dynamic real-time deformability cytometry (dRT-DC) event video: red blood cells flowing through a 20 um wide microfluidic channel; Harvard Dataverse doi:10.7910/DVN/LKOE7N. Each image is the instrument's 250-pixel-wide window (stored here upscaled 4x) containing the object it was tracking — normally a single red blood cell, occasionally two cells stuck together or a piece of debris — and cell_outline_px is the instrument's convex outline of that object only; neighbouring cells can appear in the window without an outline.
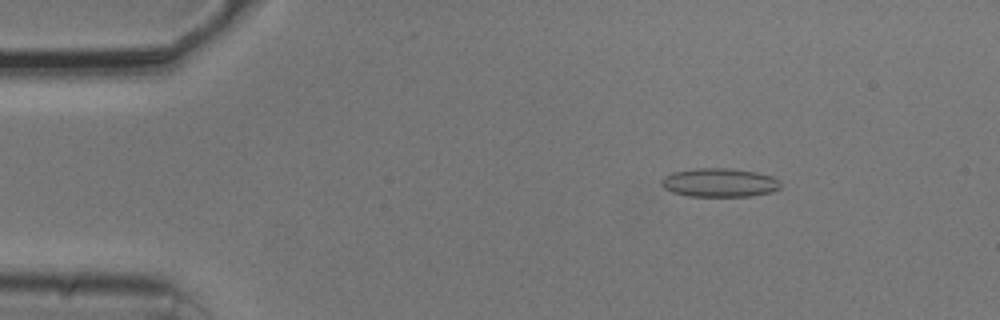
{"species": "common noctule bat (a hibernating species)", "species_latin": "Nyctalus noctula", "temperature_condition": "cold", "stored_images_in_passage": 54, "camera_frame_rate_fps": 3000, "um_per_image_px": 0.085, "animal": {"sex": "male", "body_mass_g": 20.5, "forearm_length_mm": 52.5}, "frame": {"image": 1, "passage_image": 8, "time_ms": 2.333, "image_size_px": [1000, 320], "cell_outline_px": [[780, 188], [772, 192], [752, 196], [688, 196], [672, 192], [664, 188], [660, 184], [660, 180], [664, 176], [672, 172], [696, 168], [728, 168], [756, 172], [772, 176], [780, 184]], "centroid_in_image_um": [61.11, 15.52], "position_along_channel_um": 23.9, "area_um2": 20.0}}
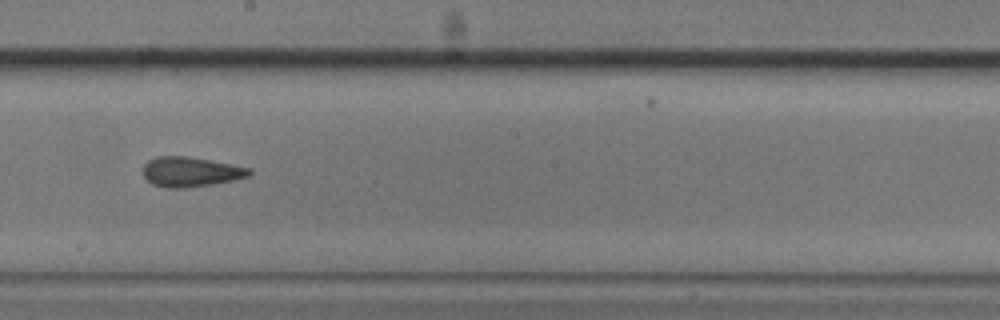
{"frame": {"image": 2, "passage_image": 30, "time_ms": 9.667, "image_size_px": [1000, 320], "cell_outline_px": [[252, 172], [248, 176], [232, 180], [212, 184], [184, 188], [168, 188], [152, 184], [144, 176], [144, 164], [148, 160], [156, 156], [184, 156], [208, 160], [248, 168]], "centroid_in_image_um": [16.15, 14.61], "position_along_channel_um": 232.1, "area_um2": 18.09}}
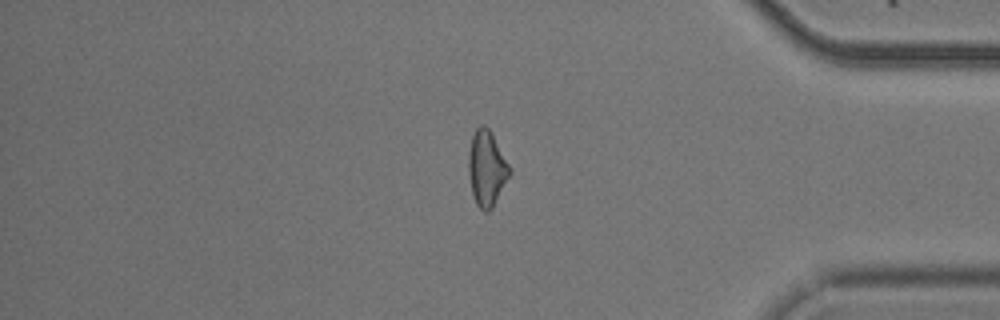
{"frame": {"image": 3, "passage_image": 45, "time_ms": 14.667, "image_size_px": [1000, 320], "cell_outline_px": [[512, 172], [492, 208], [488, 212], [484, 212], [476, 204], [472, 196], [468, 172], [468, 152], [472, 136], [476, 128], [480, 124], [484, 124], [488, 128], [512, 168]], "centroid_in_image_um": [41.36, 14.32], "position_along_channel_um": 393.8, "area_um2": 18.26}, "authors_computed_cell_mechanics": {"area_um2": 18.5827, "velocity_mm_per_s": 3.7602, "shape_relaxation_time_tau1_ms": null, "shape_relaxation_time_tau2_ms": 2.8141, "deformation_change_tau1": null, "deformation_change_tau2": 0.1105}}